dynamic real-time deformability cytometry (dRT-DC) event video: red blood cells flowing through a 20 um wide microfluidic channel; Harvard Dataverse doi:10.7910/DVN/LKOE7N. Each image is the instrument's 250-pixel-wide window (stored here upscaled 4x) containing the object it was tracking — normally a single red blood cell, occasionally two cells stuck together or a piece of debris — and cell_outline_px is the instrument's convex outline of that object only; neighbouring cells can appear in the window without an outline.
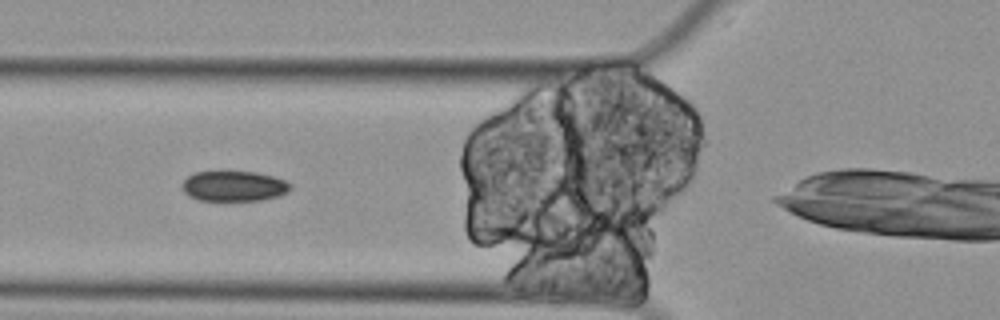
{"species": "Egyptian fruit bat (a non-hibernating species)", "species_latin": "Rousettus aegyptiacus", "temperature_condition": "cold", "stored_images_in_passage": 9, "camera_frame_rate_fps": 3000, "um_per_image_px": 0.085, "animal": {"sex": "female"}, "frame": {"image": 1, "passage_image": 3, "time_ms": 0.667, "image_size_px": [1000, 320], "cell_outline_px": [[292, 188], [288, 192], [280, 196], [260, 200], [200, 200], [184, 192], [184, 180], [188, 176], [196, 172], [256, 172], [272, 176], [284, 180], [292, 184]], "centroid_in_image_um": [19.95, 15.82], "position_along_channel_um": 105.8, "area_um2": 18.84}}
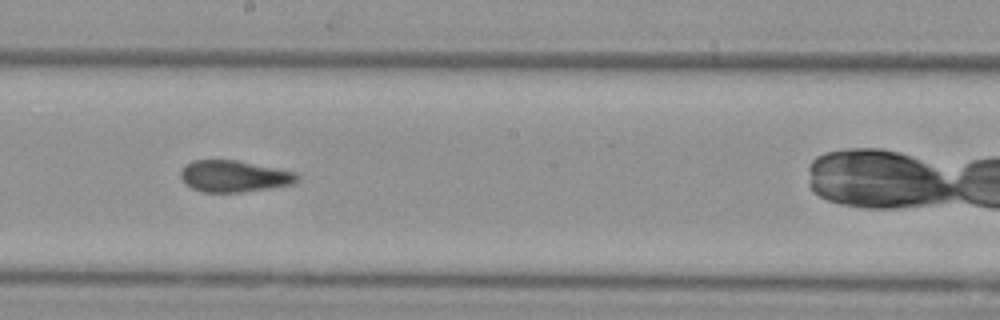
{"frame": {"image": 2, "passage_image": 6, "time_ms": 1.667, "image_size_px": [1000, 320], "cell_outline_px": [[300, 176], [292, 184], [268, 188], [240, 192], [200, 192], [184, 184], [180, 176], [180, 172], [184, 164], [192, 160], [236, 160], [296, 172]], "centroid_in_image_um": [19.83, 14.97], "position_along_channel_um": 228.4, "area_um2": 21.44}}